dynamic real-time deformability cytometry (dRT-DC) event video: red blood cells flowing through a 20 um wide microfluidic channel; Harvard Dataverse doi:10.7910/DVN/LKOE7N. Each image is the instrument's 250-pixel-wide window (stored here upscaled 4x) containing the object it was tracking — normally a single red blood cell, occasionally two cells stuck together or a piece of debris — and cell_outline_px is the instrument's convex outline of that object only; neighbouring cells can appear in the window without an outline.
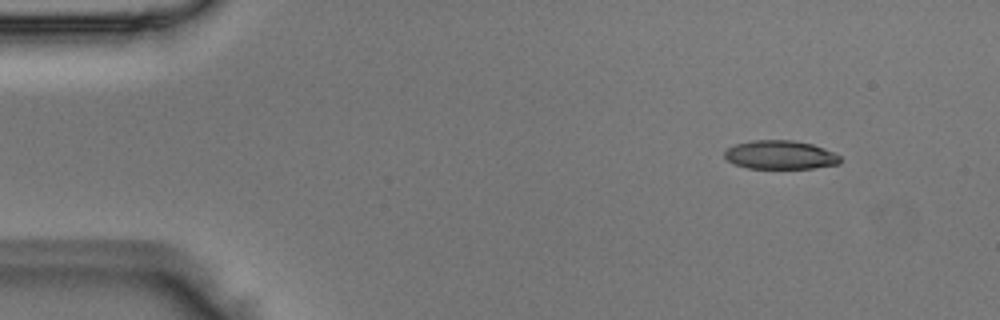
{"species": "Egyptian fruit bat (a non-hibernating species)", "species_latin": "Rousettus aegyptiacus", "temperature_condition": "room temperature", "stored_images_in_passage": 4, "camera_frame_rate_fps": 3000, "um_per_image_px": 0.085, "animal": {"sex": "male"}, "frame": {"image": 1, "passage_image": 2, "time_ms": 0.333, "image_size_px": [1000, 320], "cell_outline_px": [[840, 164], [812, 168], [748, 168], [736, 164], [728, 160], [724, 156], [724, 152], [728, 148], [736, 144], [752, 140], [792, 140], [812, 144], [824, 148], [840, 156]], "centroid_in_image_um": [66.33, 13.16], "position_along_channel_um": 18.7, "area_um2": 19.19}}